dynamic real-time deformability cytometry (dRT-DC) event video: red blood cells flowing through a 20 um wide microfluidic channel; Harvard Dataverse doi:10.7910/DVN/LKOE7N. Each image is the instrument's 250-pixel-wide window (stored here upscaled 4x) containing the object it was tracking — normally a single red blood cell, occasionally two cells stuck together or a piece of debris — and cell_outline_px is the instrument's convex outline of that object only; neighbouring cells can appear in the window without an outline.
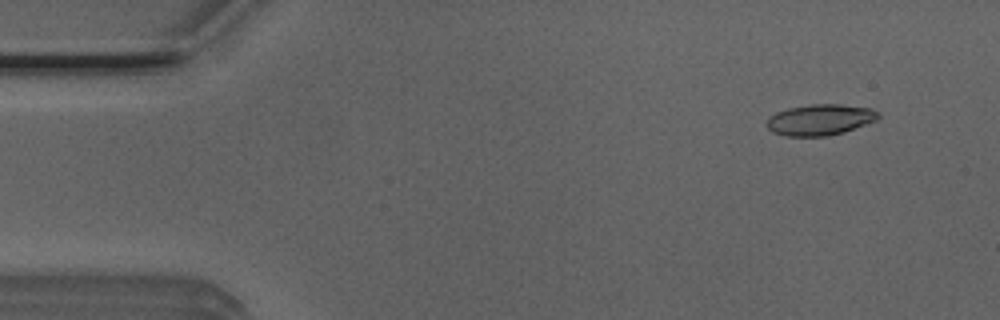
{"species": "Egyptian fruit bat (a non-hibernating species)", "species_latin": "Rousettus aegyptiacus", "temperature_condition": "room temperature", "stored_images_in_passage": 51, "camera_frame_rate_fps": 3000, "um_per_image_px": 0.085, "animal": {"sex": "male"}, "frame": {"image": 1, "passage_image": 4, "time_ms": 1.0, "image_size_px": [1000, 320], "cell_outline_px": [[880, 116], [876, 120], [844, 132], [828, 136], [784, 136], [772, 132], [764, 124], [768, 116], [776, 112], [788, 108], [812, 104], [840, 104], [872, 108], [880, 112]], "centroid_in_image_um": [69.67, 10.17], "position_along_channel_um": 15.3, "area_um2": 20.4}}
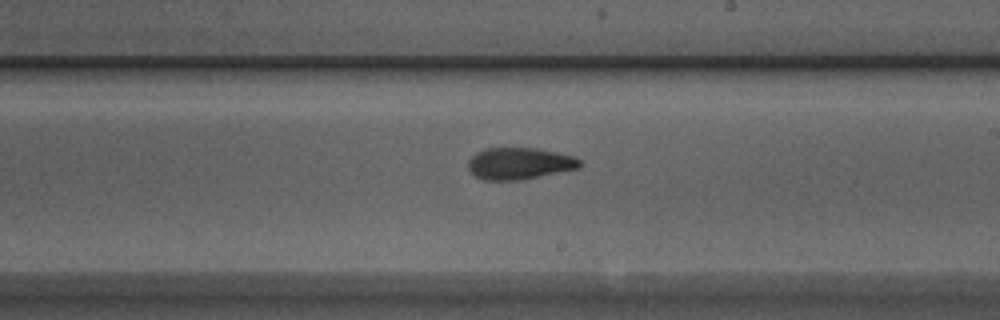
{"frame": {"image": 2, "passage_image": 29, "time_ms": 9.333, "image_size_px": [1000, 320], "cell_outline_px": [[580, 168], [520, 180], [484, 180], [476, 176], [468, 168], [468, 160], [476, 152], [484, 148], [536, 148], [556, 152], [572, 156], [580, 160]], "centroid_in_image_um": [44.13, 13.89], "position_along_channel_um": 244.9, "area_um2": 20.58}}
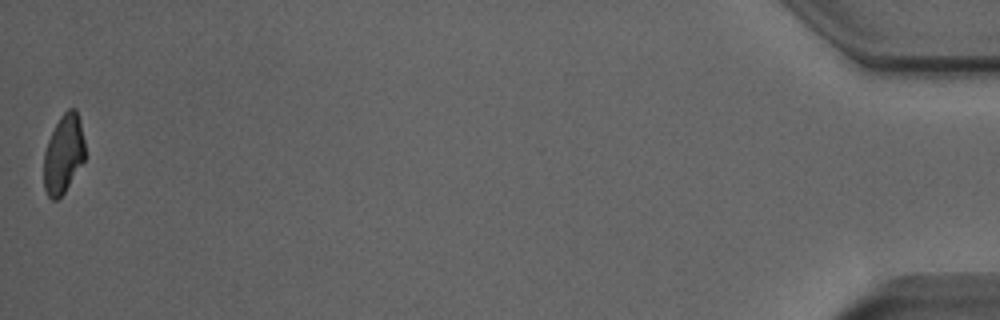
{"frame": {"image": 3, "passage_image": 51, "time_ms": 16.667, "image_size_px": [1000, 320], "cell_outline_px": [[84, 160], [64, 192], [56, 200], [52, 200], [48, 196], [44, 188], [44, 152], [48, 140], [60, 116], [68, 108], [76, 108], [80, 120], [84, 140]], "centroid_in_image_um": [5.39, 13.07], "position_along_channel_um": 429.8, "area_um2": 18.73}, "authors_computed_cell_mechanics": {"area_um2": 20.3456, "velocity_mm_per_s": 3.9443, "shape_relaxation_time_tau1_ms": 3.9387, "shape_relaxation_time_tau2_ms": 2.7346, "deformation_change_tau1": 0.1667, "deformation_change_tau2": 0.1054}}